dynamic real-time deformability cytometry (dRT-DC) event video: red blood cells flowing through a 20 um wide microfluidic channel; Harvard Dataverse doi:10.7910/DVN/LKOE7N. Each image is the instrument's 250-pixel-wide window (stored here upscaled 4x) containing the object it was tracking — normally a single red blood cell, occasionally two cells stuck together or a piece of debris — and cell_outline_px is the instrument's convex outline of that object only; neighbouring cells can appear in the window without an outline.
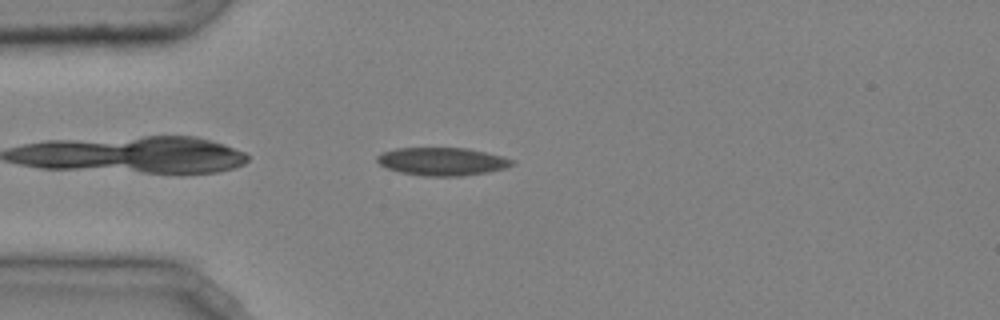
{"species": "common noctule bat (a hibernating species)", "species_latin": "Nyctalus noctula", "temperature_condition": "cold", "stored_images_in_passage": 11, "camera_frame_rate_fps": 3000, "um_per_image_px": 0.085, "animal": {"sex": "male", "body_mass_g": 20.4}, "frame": {"image": 1, "passage_image": 2, "time_ms": 0.333, "image_size_px": [1000, 320], "cell_outline_px": [[516, 164], [508, 168], [488, 172], [460, 176], [424, 176], [400, 172], [388, 168], [380, 164], [376, 160], [376, 156], [384, 152], [396, 148], [468, 148], [504, 156], [516, 160]], "centroid_in_image_um": [37.66, 13.72], "position_along_channel_um": 47.3, "area_um2": 22.2}}